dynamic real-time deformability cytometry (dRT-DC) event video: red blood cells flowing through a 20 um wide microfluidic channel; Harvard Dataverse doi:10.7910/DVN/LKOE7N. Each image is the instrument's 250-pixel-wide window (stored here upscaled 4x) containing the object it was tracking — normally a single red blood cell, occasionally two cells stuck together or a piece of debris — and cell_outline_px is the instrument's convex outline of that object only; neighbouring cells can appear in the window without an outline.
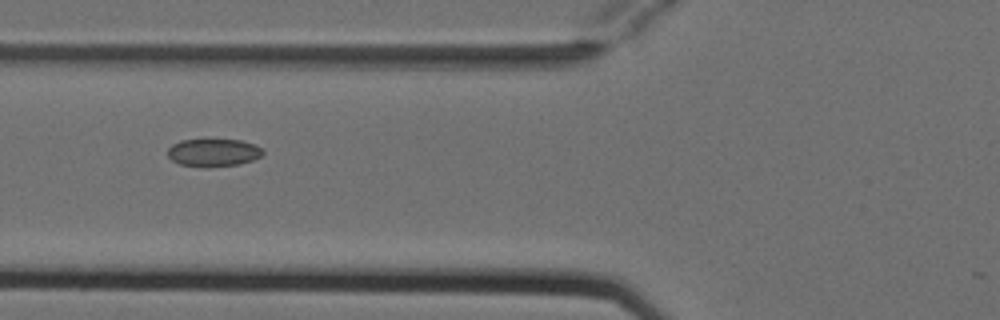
{"species": "Egyptian fruit bat (a non-hibernating species)", "species_latin": "Rousettus aegyptiacus", "temperature_condition": "cold", "stored_images_in_passage": 6, "camera_frame_rate_fps": 3000, "um_per_image_px": 0.085, "animal": {"sex": "female"}, "frame": {"image": 1, "passage_image": 4, "time_ms": 1.0, "image_size_px": [1000, 320], "cell_outline_px": [[264, 152], [260, 156], [252, 160], [240, 164], [208, 168], [204, 168], [180, 164], [172, 160], [168, 156], [168, 148], [172, 144], [180, 140], [240, 140], [252, 144], [260, 148]], "centroid_in_image_um": [18.1, 12.99], "position_along_channel_um": 107.7, "area_um2": 15.37}}
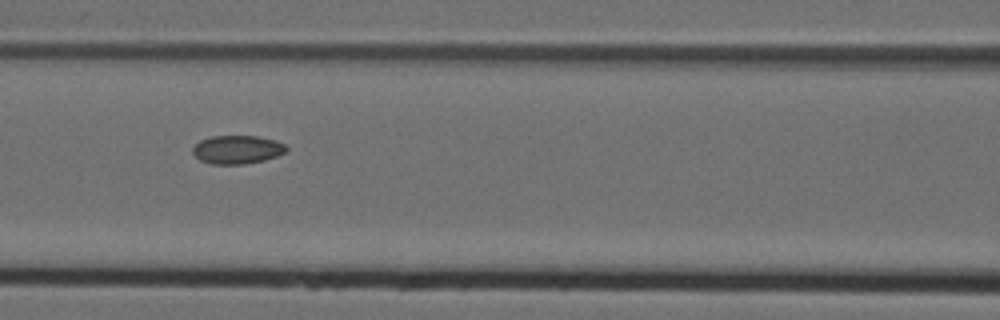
{"frame": {"image": 2, "passage_image": 5, "time_ms": 1.333, "image_size_px": [1000, 320], "cell_outline_px": [[288, 152], [264, 160], [244, 164], [208, 164], [200, 160], [192, 152], [192, 148], [200, 140], [212, 136], [256, 136], [276, 140], [284, 144], [288, 148]], "centroid_in_image_um": [20.17, 12.72], "position_along_channel_um": 146.4, "area_um2": 15.61}}
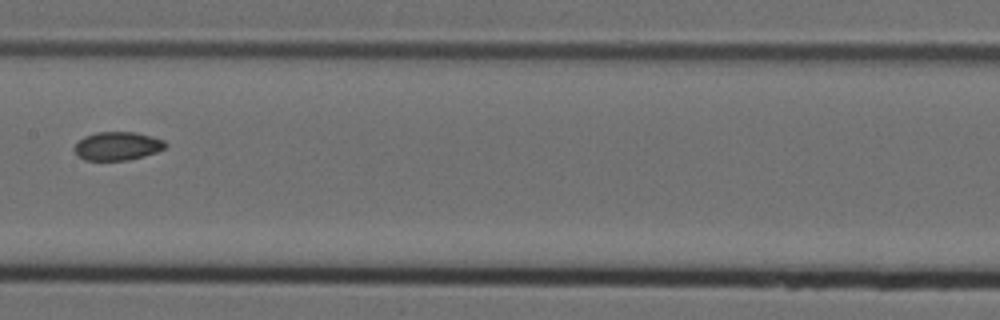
{"frame": {"image": 3, "passage_image": 6, "time_ms": 1.667, "image_size_px": [1000, 320], "cell_outline_px": [[168, 144], [164, 148], [156, 152], [144, 156], [128, 160], [84, 160], [76, 156], [72, 148], [84, 136], [96, 132], [136, 132], [152, 136], [164, 140]], "centroid_in_image_um": [9.96, 12.41], "position_along_channel_um": 197.4, "area_um2": 15.26}}